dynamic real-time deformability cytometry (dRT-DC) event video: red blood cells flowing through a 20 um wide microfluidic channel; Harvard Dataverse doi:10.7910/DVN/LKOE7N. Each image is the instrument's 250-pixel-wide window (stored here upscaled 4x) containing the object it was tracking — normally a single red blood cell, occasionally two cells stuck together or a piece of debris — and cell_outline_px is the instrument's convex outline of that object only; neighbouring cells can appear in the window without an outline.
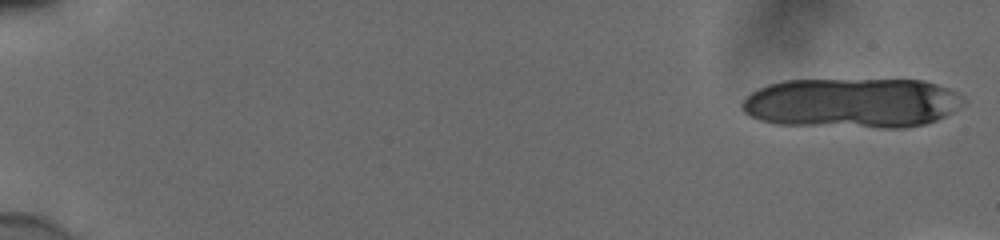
{"species": "human", "species_latin": "Homo sapiens", "temperature_condition": "cold", "stored_images_in_passage": 17, "camera_frame_rate_fps": 3000, "um_per_image_px": 0.085, "donor": {"sex": "male"}, "frame": {"image": 1, "passage_image": 1, "time_ms": 0.0, "image_size_px": [1000, 240], "cell_outline_px": [[968, 100], [960, 108], [936, 120], [924, 124], [904, 128], [880, 128], [776, 124], [760, 120], [744, 112], [740, 104], [752, 92], [768, 84], [784, 80], [924, 80], [948, 88], [956, 92]], "centroid_in_image_um": [72.46, 8.76], "position_along_channel_um": 12.5, "area_um2": 64.91}}